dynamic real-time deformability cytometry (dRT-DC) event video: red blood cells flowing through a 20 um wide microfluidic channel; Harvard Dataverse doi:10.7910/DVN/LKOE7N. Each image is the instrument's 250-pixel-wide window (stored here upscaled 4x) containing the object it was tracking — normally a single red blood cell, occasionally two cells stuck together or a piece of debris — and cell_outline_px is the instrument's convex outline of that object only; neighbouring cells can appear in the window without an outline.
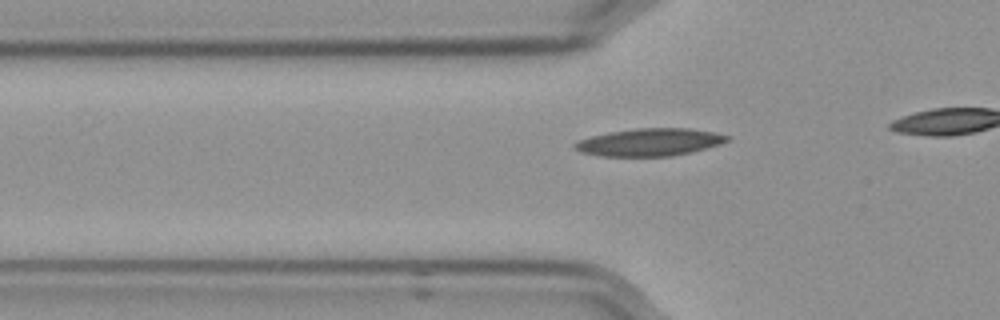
{"species": "Egyptian fruit bat (a non-hibernating species)", "species_latin": "Rousettus aegyptiacus", "temperature_condition": "cold", "stored_images_in_passage": 19, "camera_frame_rate_fps": 3000, "um_per_image_px": 0.085, "frame": {"image": 1, "passage_image": 6, "time_ms": 1.667, "image_size_px": [1000, 320], "cell_outline_px": [[732, 140], [720, 144], [692, 152], [672, 156], [600, 156], [580, 152], [572, 148], [572, 144], [576, 140], [608, 132], [636, 128], [688, 128], [716, 132], [732, 136]], "centroid_in_image_um": [55.23, 12.08], "position_along_channel_um": 70.6, "area_um2": 24.85}}
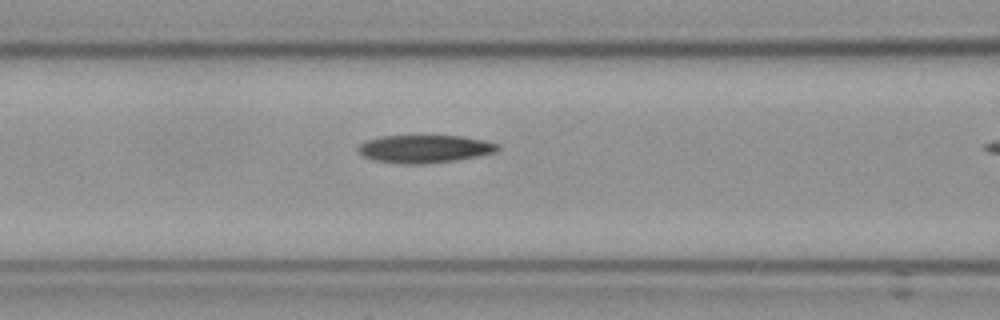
{"frame": {"image": 2, "passage_image": 11, "time_ms": 3.333, "image_size_px": [1000, 320], "cell_outline_px": [[500, 148], [496, 152], [456, 160], [424, 164], [400, 164], [376, 160], [364, 156], [356, 148], [360, 144], [368, 140], [380, 136], [464, 136], [484, 140], [500, 144]], "centroid_in_image_um": [36.12, 12.65], "position_along_channel_um": 130.5, "area_um2": 22.6}}